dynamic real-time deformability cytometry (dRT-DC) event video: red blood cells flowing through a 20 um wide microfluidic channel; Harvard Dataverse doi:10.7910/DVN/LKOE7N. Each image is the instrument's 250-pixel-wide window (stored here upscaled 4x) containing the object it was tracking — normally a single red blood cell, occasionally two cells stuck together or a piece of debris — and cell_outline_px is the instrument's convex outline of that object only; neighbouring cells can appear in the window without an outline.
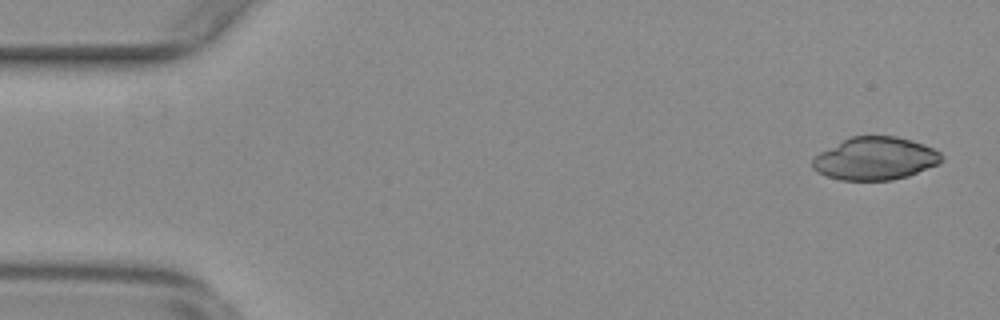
{"species": "common noctule bat (a hibernating species)", "species_latin": "Nyctalus noctula", "temperature_condition": "warm", "stored_images_in_passage": 55, "camera_frame_rate_fps": 3000, "um_per_image_px": 0.085, "animal": {"sex": "female", "body_mass_g": 29.2, "forearm_length_mm": 56.3}, "frame": {"image": 1, "passage_image": 2, "time_ms": 0.333, "image_size_px": [1000, 320], "cell_outline_px": [[944, 156], [936, 164], [908, 176], [892, 180], [840, 180], [816, 172], [812, 168], [812, 160], [820, 152], [852, 136], [896, 136], [912, 140], [924, 144], [940, 152]], "centroid_in_image_um": [74.38, 13.48], "position_along_channel_um": 10.6, "area_um2": 31.91}}